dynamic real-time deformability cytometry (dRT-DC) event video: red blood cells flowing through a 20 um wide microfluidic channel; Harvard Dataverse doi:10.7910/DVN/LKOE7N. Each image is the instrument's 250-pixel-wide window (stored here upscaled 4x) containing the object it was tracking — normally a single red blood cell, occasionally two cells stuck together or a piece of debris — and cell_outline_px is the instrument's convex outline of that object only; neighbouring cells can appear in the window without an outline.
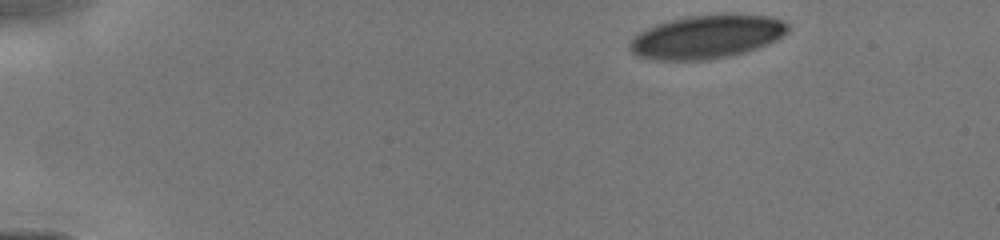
{"species": "human", "species_latin": "Homo sapiens", "temperature_condition": "cold", "stored_images_in_passage": 40, "camera_frame_rate_fps": 3000, "um_per_image_px": 0.085, "donor": {"sex": "male"}, "frame": {"image": 1, "passage_image": 1, "time_ms": 0.0, "image_size_px": [1000, 240], "cell_outline_px": [[788, 32], [784, 36], [768, 44], [732, 56], [708, 60], [656, 60], [636, 56], [628, 48], [628, 44], [632, 36], [656, 24], [688, 16], [720, 12], [736, 12], [768, 16], [780, 20], [788, 24]], "centroid_in_image_um": [60.09, 3.1], "position_along_channel_um": 24.9, "area_um2": 40.92}}
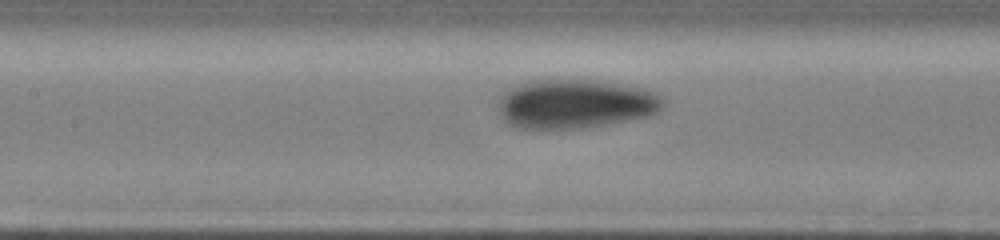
{"frame": {"image": 2, "passage_image": 17, "time_ms": 5.333, "image_size_px": [1000, 240], "cell_outline_px": [[664, 104], [656, 112], [648, 116], [608, 124], [580, 128], [520, 128], [508, 124], [504, 120], [500, 112], [500, 96], [504, 92], [516, 84], [532, 80], [592, 80], [644, 88], [656, 92], [664, 100]], "centroid_in_image_um": [48.9, 8.82], "position_along_channel_um": 158.5, "area_um2": 46.88}}
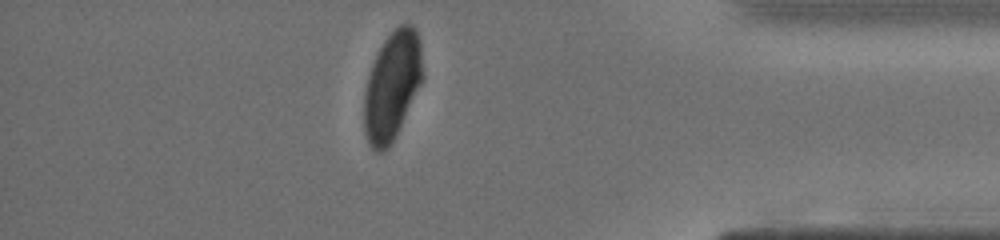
{"frame": {"image": 3, "passage_image": 35, "time_ms": 11.333, "image_size_px": [1000, 240], "cell_outline_px": [[424, 76], [388, 148], [384, 152], [376, 152], [368, 144], [364, 132], [364, 92], [368, 76], [372, 64], [384, 40], [400, 24], [412, 24], [416, 28], [420, 40]], "centroid_in_image_um": [33.32, 7.27], "position_along_channel_um": 401.9, "area_um2": 36.65}}